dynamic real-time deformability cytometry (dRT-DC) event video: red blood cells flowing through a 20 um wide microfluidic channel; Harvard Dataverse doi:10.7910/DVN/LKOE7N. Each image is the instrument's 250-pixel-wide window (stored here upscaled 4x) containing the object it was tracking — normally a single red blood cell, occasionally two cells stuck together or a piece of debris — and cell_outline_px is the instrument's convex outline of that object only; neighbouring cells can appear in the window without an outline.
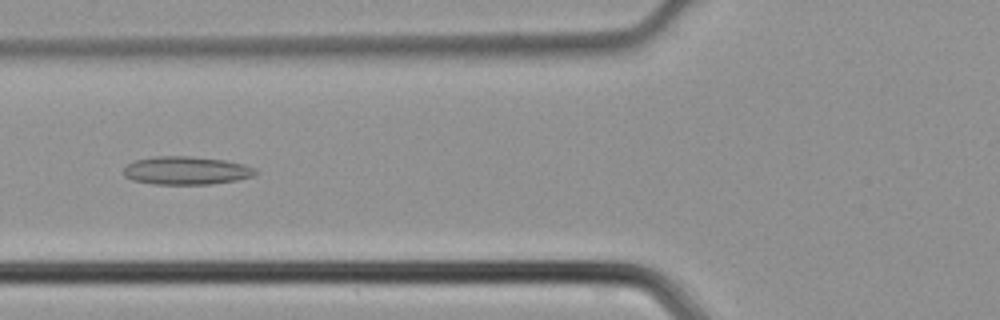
{"species": "common noctule bat (a hibernating species)", "species_latin": "Nyctalus noctula", "temperature_condition": "cold", "stored_images_in_passage": 31, "camera_frame_rate_fps": 3000, "um_per_image_px": 0.085, "animal": {"sex": "male", "body_mass_g": 21.5, "forearm_length_mm": 52.0}, "frame": {"image": 1, "passage_image": 6, "time_ms": 1.667, "image_size_px": [1000, 320], "cell_outline_px": [[260, 172], [256, 176], [236, 180], [212, 184], [156, 184], [132, 180], [124, 176], [124, 168], [128, 164], [136, 160], [156, 156], [192, 156], [224, 160], [244, 164], [256, 168]], "centroid_in_image_um": [15.89, 14.49], "position_along_channel_um": 109.9, "area_um2": 21.79}}
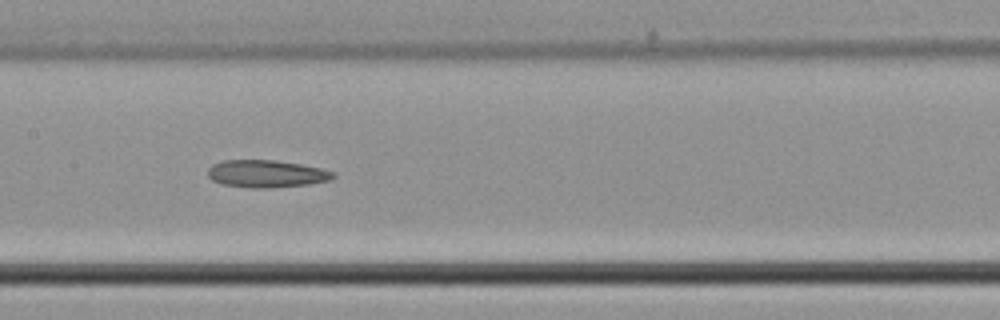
{"frame": {"image": 2, "passage_image": 11, "time_ms": 3.333, "image_size_px": [1000, 320], "cell_outline_px": [[336, 176], [332, 180], [308, 184], [272, 188], [252, 188], [220, 184], [212, 180], [208, 176], [208, 168], [212, 164], [224, 160], [272, 160], [300, 164], [320, 168], [332, 172]], "centroid_in_image_um": [22.62, 14.78], "position_along_channel_um": 184.8, "area_um2": 20.06}}
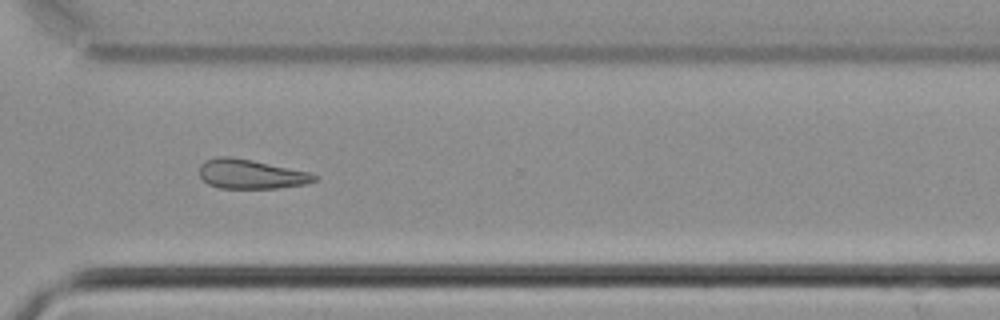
{"frame": {"image": 3, "passage_image": 22, "time_ms": 7.0, "image_size_px": [1000, 320], "cell_outline_px": [[320, 176], [316, 180], [304, 184], [280, 188], [220, 188], [208, 184], [200, 176], [200, 164], [204, 160], [220, 156], [228, 156], [252, 160], [308, 172]], "centroid_in_image_um": [21.31, 14.8], "position_along_channel_um": 349.3, "area_um2": 19.59}}